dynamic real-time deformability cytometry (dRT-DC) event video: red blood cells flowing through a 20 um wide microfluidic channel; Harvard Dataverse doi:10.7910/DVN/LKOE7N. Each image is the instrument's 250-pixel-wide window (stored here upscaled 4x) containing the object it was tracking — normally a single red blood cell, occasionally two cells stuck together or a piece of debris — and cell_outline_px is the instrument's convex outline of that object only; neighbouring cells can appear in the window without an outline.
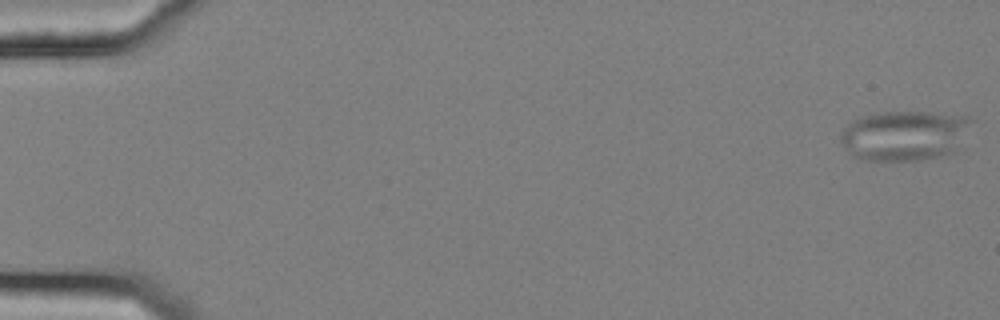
{"species": "common noctule bat (a hibernating species)", "species_latin": "Nyctalus noctula", "temperature_condition": "cold", "stored_images_in_passage": 21, "camera_frame_rate_fps": 3000, "um_per_image_px": 0.085, "animal": {"sex": "female", "body_mass_g": 25.1}, "frame": {"image": 1, "passage_image": 1, "time_ms": 0.0, "image_size_px": [1000, 320], "cell_outline_px": [[976, 120], [952, 152], [940, 156], [920, 160], [864, 160], [852, 156], [840, 140], [840, 132], [856, 116], [880, 112], [932, 112], [972, 116]], "centroid_in_image_um": [76.88, 11.49], "position_along_channel_um": 8.1, "area_um2": 38.49}}